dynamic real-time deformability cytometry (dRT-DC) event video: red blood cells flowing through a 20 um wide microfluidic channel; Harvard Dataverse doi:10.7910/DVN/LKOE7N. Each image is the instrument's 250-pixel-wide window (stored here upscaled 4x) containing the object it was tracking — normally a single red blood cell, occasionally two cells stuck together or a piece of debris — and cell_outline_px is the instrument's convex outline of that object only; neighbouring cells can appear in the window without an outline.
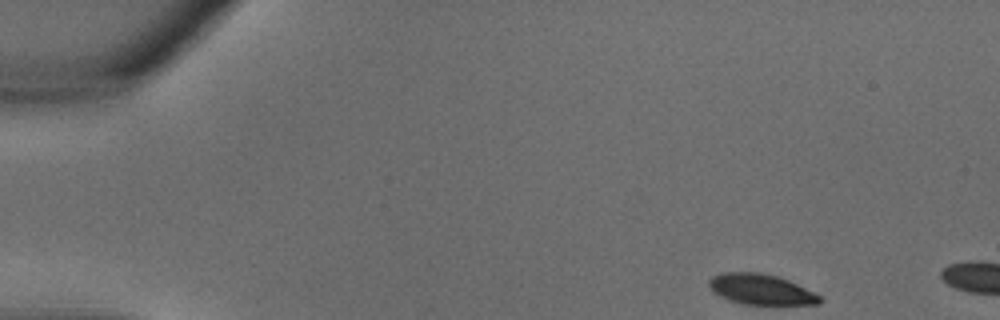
{"species": "common noctule bat (a hibernating species)", "species_latin": "Nyctalus noctula", "temperature_condition": "warm", "stored_images_in_passage": 4, "camera_frame_rate_fps": 3000, "um_per_image_px": 0.085, "animal": {"sex": "male", "body_mass_g": 18.8}, "frame": {"image": 1, "passage_image": 1, "time_ms": 0.0, "image_size_px": [1000, 320], "cell_outline_px": [[824, 300], [820, 304], [744, 304], [720, 296], [712, 292], [708, 284], [708, 280], [712, 276], [724, 272], [760, 272], [776, 276], [788, 280], [820, 296]], "centroid_in_image_um": [64.65, 24.59], "position_along_channel_um": 20.4, "area_um2": 19.48}}